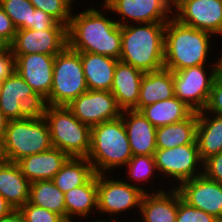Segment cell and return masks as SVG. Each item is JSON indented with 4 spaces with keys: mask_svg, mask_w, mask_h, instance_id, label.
Returning <instances> with one entry per match:
<instances>
[{
    "mask_svg": "<svg viewBox=\"0 0 222 222\" xmlns=\"http://www.w3.org/2000/svg\"><path fill=\"white\" fill-rule=\"evenodd\" d=\"M95 8H87L70 18L68 46L77 52H90L120 59L121 26L115 18Z\"/></svg>",
    "mask_w": 222,
    "mask_h": 222,
    "instance_id": "6da1fadb",
    "label": "cell"
},
{
    "mask_svg": "<svg viewBox=\"0 0 222 222\" xmlns=\"http://www.w3.org/2000/svg\"><path fill=\"white\" fill-rule=\"evenodd\" d=\"M166 22L121 26L120 61L144 73L164 68Z\"/></svg>",
    "mask_w": 222,
    "mask_h": 222,
    "instance_id": "7a4b0ae2",
    "label": "cell"
},
{
    "mask_svg": "<svg viewBox=\"0 0 222 222\" xmlns=\"http://www.w3.org/2000/svg\"><path fill=\"white\" fill-rule=\"evenodd\" d=\"M213 34L179 23L173 17L166 22L164 33V68L174 72L205 65Z\"/></svg>",
    "mask_w": 222,
    "mask_h": 222,
    "instance_id": "3957f363",
    "label": "cell"
},
{
    "mask_svg": "<svg viewBox=\"0 0 222 222\" xmlns=\"http://www.w3.org/2000/svg\"><path fill=\"white\" fill-rule=\"evenodd\" d=\"M132 156L121 116L91 127L87 159L96 174H108L119 166L125 167Z\"/></svg>",
    "mask_w": 222,
    "mask_h": 222,
    "instance_id": "277c9868",
    "label": "cell"
},
{
    "mask_svg": "<svg viewBox=\"0 0 222 222\" xmlns=\"http://www.w3.org/2000/svg\"><path fill=\"white\" fill-rule=\"evenodd\" d=\"M41 114L48 122L53 147L69 157L87 158L91 137L89 125L80 122L67 106L45 105Z\"/></svg>",
    "mask_w": 222,
    "mask_h": 222,
    "instance_id": "5b68a950",
    "label": "cell"
},
{
    "mask_svg": "<svg viewBox=\"0 0 222 222\" xmlns=\"http://www.w3.org/2000/svg\"><path fill=\"white\" fill-rule=\"evenodd\" d=\"M4 143L8 159L14 163L53 147L48 122L41 112L31 113L22 119L9 120Z\"/></svg>",
    "mask_w": 222,
    "mask_h": 222,
    "instance_id": "8992f818",
    "label": "cell"
},
{
    "mask_svg": "<svg viewBox=\"0 0 222 222\" xmlns=\"http://www.w3.org/2000/svg\"><path fill=\"white\" fill-rule=\"evenodd\" d=\"M87 90L80 52L67 45L55 56L52 88L44 104L68 106Z\"/></svg>",
    "mask_w": 222,
    "mask_h": 222,
    "instance_id": "52a82bcc",
    "label": "cell"
},
{
    "mask_svg": "<svg viewBox=\"0 0 222 222\" xmlns=\"http://www.w3.org/2000/svg\"><path fill=\"white\" fill-rule=\"evenodd\" d=\"M214 63L211 64L210 72H206L207 65L187 67L173 72L175 96L194 112L203 111L206 107L218 74L217 61Z\"/></svg>",
    "mask_w": 222,
    "mask_h": 222,
    "instance_id": "ba28073f",
    "label": "cell"
},
{
    "mask_svg": "<svg viewBox=\"0 0 222 222\" xmlns=\"http://www.w3.org/2000/svg\"><path fill=\"white\" fill-rule=\"evenodd\" d=\"M132 183L120 180V178L119 180L109 179L106 173L97 174V210L99 213L115 216L136 207L140 210L142 198L148 189L135 185L136 182Z\"/></svg>",
    "mask_w": 222,
    "mask_h": 222,
    "instance_id": "9c48e42d",
    "label": "cell"
},
{
    "mask_svg": "<svg viewBox=\"0 0 222 222\" xmlns=\"http://www.w3.org/2000/svg\"><path fill=\"white\" fill-rule=\"evenodd\" d=\"M154 158L158 173L166 175L167 178L171 177V180H178L177 183L175 182L178 185H173L175 188L182 182L203 174V161L200 158L196 141L193 144L169 149H157Z\"/></svg>",
    "mask_w": 222,
    "mask_h": 222,
    "instance_id": "30bf717a",
    "label": "cell"
},
{
    "mask_svg": "<svg viewBox=\"0 0 222 222\" xmlns=\"http://www.w3.org/2000/svg\"><path fill=\"white\" fill-rule=\"evenodd\" d=\"M44 106V101L16 71L4 79L0 110L8 120L22 119L31 113L41 112Z\"/></svg>",
    "mask_w": 222,
    "mask_h": 222,
    "instance_id": "8fae6325",
    "label": "cell"
},
{
    "mask_svg": "<svg viewBox=\"0 0 222 222\" xmlns=\"http://www.w3.org/2000/svg\"><path fill=\"white\" fill-rule=\"evenodd\" d=\"M105 11L117 14L120 26L138 23L167 22L173 14V0H104ZM130 21V22H129ZM136 22V23H135ZM126 23V24H125Z\"/></svg>",
    "mask_w": 222,
    "mask_h": 222,
    "instance_id": "7c38bea8",
    "label": "cell"
},
{
    "mask_svg": "<svg viewBox=\"0 0 222 222\" xmlns=\"http://www.w3.org/2000/svg\"><path fill=\"white\" fill-rule=\"evenodd\" d=\"M173 7L172 17L179 23L222 34V0H173Z\"/></svg>",
    "mask_w": 222,
    "mask_h": 222,
    "instance_id": "4fadbf2b",
    "label": "cell"
},
{
    "mask_svg": "<svg viewBox=\"0 0 222 222\" xmlns=\"http://www.w3.org/2000/svg\"><path fill=\"white\" fill-rule=\"evenodd\" d=\"M68 45L67 26L57 22L51 29H17L9 45L14 56L41 53L56 55Z\"/></svg>",
    "mask_w": 222,
    "mask_h": 222,
    "instance_id": "5bb4252c",
    "label": "cell"
},
{
    "mask_svg": "<svg viewBox=\"0 0 222 222\" xmlns=\"http://www.w3.org/2000/svg\"><path fill=\"white\" fill-rule=\"evenodd\" d=\"M67 108L82 123L90 127L121 116L114 95L110 91L87 90L74 99Z\"/></svg>",
    "mask_w": 222,
    "mask_h": 222,
    "instance_id": "9a60e30c",
    "label": "cell"
},
{
    "mask_svg": "<svg viewBox=\"0 0 222 222\" xmlns=\"http://www.w3.org/2000/svg\"><path fill=\"white\" fill-rule=\"evenodd\" d=\"M176 189L190 206L213 215L222 222V184L202 174L182 182Z\"/></svg>",
    "mask_w": 222,
    "mask_h": 222,
    "instance_id": "2e32d148",
    "label": "cell"
},
{
    "mask_svg": "<svg viewBox=\"0 0 222 222\" xmlns=\"http://www.w3.org/2000/svg\"><path fill=\"white\" fill-rule=\"evenodd\" d=\"M55 56L41 53L14 56L15 71L43 101L52 88Z\"/></svg>",
    "mask_w": 222,
    "mask_h": 222,
    "instance_id": "e0dca14e",
    "label": "cell"
},
{
    "mask_svg": "<svg viewBox=\"0 0 222 222\" xmlns=\"http://www.w3.org/2000/svg\"><path fill=\"white\" fill-rule=\"evenodd\" d=\"M133 156L154 155L156 147V127L141 111L124 110L121 113Z\"/></svg>",
    "mask_w": 222,
    "mask_h": 222,
    "instance_id": "ac0fdd59",
    "label": "cell"
},
{
    "mask_svg": "<svg viewBox=\"0 0 222 222\" xmlns=\"http://www.w3.org/2000/svg\"><path fill=\"white\" fill-rule=\"evenodd\" d=\"M144 74L132 65L120 60L117 62L110 92L114 95L122 111L134 110L137 107Z\"/></svg>",
    "mask_w": 222,
    "mask_h": 222,
    "instance_id": "d6986e66",
    "label": "cell"
},
{
    "mask_svg": "<svg viewBox=\"0 0 222 222\" xmlns=\"http://www.w3.org/2000/svg\"><path fill=\"white\" fill-rule=\"evenodd\" d=\"M69 158L62 150L52 147L47 151L26 156L17 164L31 183L38 180H52Z\"/></svg>",
    "mask_w": 222,
    "mask_h": 222,
    "instance_id": "ffe728a7",
    "label": "cell"
},
{
    "mask_svg": "<svg viewBox=\"0 0 222 222\" xmlns=\"http://www.w3.org/2000/svg\"><path fill=\"white\" fill-rule=\"evenodd\" d=\"M139 211L142 222H176L178 213V190L171 188L167 192L160 189L145 193ZM136 222V221H133Z\"/></svg>",
    "mask_w": 222,
    "mask_h": 222,
    "instance_id": "44dd1931",
    "label": "cell"
},
{
    "mask_svg": "<svg viewBox=\"0 0 222 222\" xmlns=\"http://www.w3.org/2000/svg\"><path fill=\"white\" fill-rule=\"evenodd\" d=\"M88 90L110 91L119 60L100 54L80 52Z\"/></svg>",
    "mask_w": 222,
    "mask_h": 222,
    "instance_id": "7402d4cb",
    "label": "cell"
},
{
    "mask_svg": "<svg viewBox=\"0 0 222 222\" xmlns=\"http://www.w3.org/2000/svg\"><path fill=\"white\" fill-rule=\"evenodd\" d=\"M175 96L173 72L162 68L147 72L141 80L138 104L134 110L140 111L143 107Z\"/></svg>",
    "mask_w": 222,
    "mask_h": 222,
    "instance_id": "603a6c76",
    "label": "cell"
},
{
    "mask_svg": "<svg viewBox=\"0 0 222 222\" xmlns=\"http://www.w3.org/2000/svg\"><path fill=\"white\" fill-rule=\"evenodd\" d=\"M196 142L203 162L222 152V116L198 112Z\"/></svg>",
    "mask_w": 222,
    "mask_h": 222,
    "instance_id": "cb8c5ba5",
    "label": "cell"
},
{
    "mask_svg": "<svg viewBox=\"0 0 222 222\" xmlns=\"http://www.w3.org/2000/svg\"><path fill=\"white\" fill-rule=\"evenodd\" d=\"M30 184L17 163L9 162L0 167V195L14 209H19L29 201Z\"/></svg>",
    "mask_w": 222,
    "mask_h": 222,
    "instance_id": "d4e9b609",
    "label": "cell"
},
{
    "mask_svg": "<svg viewBox=\"0 0 222 222\" xmlns=\"http://www.w3.org/2000/svg\"><path fill=\"white\" fill-rule=\"evenodd\" d=\"M64 199L67 222H72L74 216L89 218L87 216L97 209V174L85 184L64 193Z\"/></svg>",
    "mask_w": 222,
    "mask_h": 222,
    "instance_id": "484cf974",
    "label": "cell"
},
{
    "mask_svg": "<svg viewBox=\"0 0 222 222\" xmlns=\"http://www.w3.org/2000/svg\"><path fill=\"white\" fill-rule=\"evenodd\" d=\"M198 112H193L187 119L161 126L156 129L157 149H169L193 144L196 141Z\"/></svg>",
    "mask_w": 222,
    "mask_h": 222,
    "instance_id": "4316f807",
    "label": "cell"
},
{
    "mask_svg": "<svg viewBox=\"0 0 222 222\" xmlns=\"http://www.w3.org/2000/svg\"><path fill=\"white\" fill-rule=\"evenodd\" d=\"M140 111L156 128L183 121L194 112L176 96L147 105Z\"/></svg>",
    "mask_w": 222,
    "mask_h": 222,
    "instance_id": "83f0119b",
    "label": "cell"
},
{
    "mask_svg": "<svg viewBox=\"0 0 222 222\" xmlns=\"http://www.w3.org/2000/svg\"><path fill=\"white\" fill-rule=\"evenodd\" d=\"M94 174L92 164L87 158L70 157L52 181L60 191L66 193L85 184Z\"/></svg>",
    "mask_w": 222,
    "mask_h": 222,
    "instance_id": "f1b7e54d",
    "label": "cell"
},
{
    "mask_svg": "<svg viewBox=\"0 0 222 222\" xmlns=\"http://www.w3.org/2000/svg\"><path fill=\"white\" fill-rule=\"evenodd\" d=\"M29 202L61 215L66 220L64 193L52 180H38L30 184Z\"/></svg>",
    "mask_w": 222,
    "mask_h": 222,
    "instance_id": "f546056e",
    "label": "cell"
},
{
    "mask_svg": "<svg viewBox=\"0 0 222 222\" xmlns=\"http://www.w3.org/2000/svg\"><path fill=\"white\" fill-rule=\"evenodd\" d=\"M0 6L16 29H30L32 13L36 9L30 0H0Z\"/></svg>",
    "mask_w": 222,
    "mask_h": 222,
    "instance_id": "4dcf8cb0",
    "label": "cell"
},
{
    "mask_svg": "<svg viewBox=\"0 0 222 222\" xmlns=\"http://www.w3.org/2000/svg\"><path fill=\"white\" fill-rule=\"evenodd\" d=\"M125 166L129 174L128 180H134L138 184L145 183L150 178L153 179L155 177L153 174L155 175V171H157L154 155L132 156Z\"/></svg>",
    "mask_w": 222,
    "mask_h": 222,
    "instance_id": "1f68e13d",
    "label": "cell"
},
{
    "mask_svg": "<svg viewBox=\"0 0 222 222\" xmlns=\"http://www.w3.org/2000/svg\"><path fill=\"white\" fill-rule=\"evenodd\" d=\"M33 6L49 14L57 22L68 27L74 0H30Z\"/></svg>",
    "mask_w": 222,
    "mask_h": 222,
    "instance_id": "d6a6232c",
    "label": "cell"
},
{
    "mask_svg": "<svg viewBox=\"0 0 222 222\" xmlns=\"http://www.w3.org/2000/svg\"><path fill=\"white\" fill-rule=\"evenodd\" d=\"M176 222H220L216 217L185 202L178 191V213Z\"/></svg>",
    "mask_w": 222,
    "mask_h": 222,
    "instance_id": "836d02e7",
    "label": "cell"
},
{
    "mask_svg": "<svg viewBox=\"0 0 222 222\" xmlns=\"http://www.w3.org/2000/svg\"><path fill=\"white\" fill-rule=\"evenodd\" d=\"M25 222H67L61 215L27 201L19 208Z\"/></svg>",
    "mask_w": 222,
    "mask_h": 222,
    "instance_id": "e575fe53",
    "label": "cell"
},
{
    "mask_svg": "<svg viewBox=\"0 0 222 222\" xmlns=\"http://www.w3.org/2000/svg\"><path fill=\"white\" fill-rule=\"evenodd\" d=\"M204 111L222 116V77L219 74L215 77Z\"/></svg>",
    "mask_w": 222,
    "mask_h": 222,
    "instance_id": "d590c367",
    "label": "cell"
},
{
    "mask_svg": "<svg viewBox=\"0 0 222 222\" xmlns=\"http://www.w3.org/2000/svg\"><path fill=\"white\" fill-rule=\"evenodd\" d=\"M203 174L222 184V152L213 155L203 162Z\"/></svg>",
    "mask_w": 222,
    "mask_h": 222,
    "instance_id": "8d00e7d4",
    "label": "cell"
},
{
    "mask_svg": "<svg viewBox=\"0 0 222 222\" xmlns=\"http://www.w3.org/2000/svg\"><path fill=\"white\" fill-rule=\"evenodd\" d=\"M57 21L52 18L49 14L43 12L42 10L35 9L32 13L30 29L34 30H47L51 29Z\"/></svg>",
    "mask_w": 222,
    "mask_h": 222,
    "instance_id": "74e56055",
    "label": "cell"
},
{
    "mask_svg": "<svg viewBox=\"0 0 222 222\" xmlns=\"http://www.w3.org/2000/svg\"><path fill=\"white\" fill-rule=\"evenodd\" d=\"M16 30L12 20L0 6V38L10 45L14 40Z\"/></svg>",
    "mask_w": 222,
    "mask_h": 222,
    "instance_id": "f35d334b",
    "label": "cell"
},
{
    "mask_svg": "<svg viewBox=\"0 0 222 222\" xmlns=\"http://www.w3.org/2000/svg\"><path fill=\"white\" fill-rule=\"evenodd\" d=\"M15 71V58L10 46L0 52V80L6 79Z\"/></svg>",
    "mask_w": 222,
    "mask_h": 222,
    "instance_id": "ab89813d",
    "label": "cell"
},
{
    "mask_svg": "<svg viewBox=\"0 0 222 222\" xmlns=\"http://www.w3.org/2000/svg\"><path fill=\"white\" fill-rule=\"evenodd\" d=\"M0 222H25L19 209H14L10 214L0 218Z\"/></svg>",
    "mask_w": 222,
    "mask_h": 222,
    "instance_id": "60d3db41",
    "label": "cell"
},
{
    "mask_svg": "<svg viewBox=\"0 0 222 222\" xmlns=\"http://www.w3.org/2000/svg\"><path fill=\"white\" fill-rule=\"evenodd\" d=\"M13 210V206L0 195V218L10 214Z\"/></svg>",
    "mask_w": 222,
    "mask_h": 222,
    "instance_id": "b9f144b4",
    "label": "cell"
},
{
    "mask_svg": "<svg viewBox=\"0 0 222 222\" xmlns=\"http://www.w3.org/2000/svg\"><path fill=\"white\" fill-rule=\"evenodd\" d=\"M9 162L4 139H0V167L8 164Z\"/></svg>",
    "mask_w": 222,
    "mask_h": 222,
    "instance_id": "7bdbcfd3",
    "label": "cell"
},
{
    "mask_svg": "<svg viewBox=\"0 0 222 222\" xmlns=\"http://www.w3.org/2000/svg\"><path fill=\"white\" fill-rule=\"evenodd\" d=\"M8 121L4 113L0 110V139H4Z\"/></svg>",
    "mask_w": 222,
    "mask_h": 222,
    "instance_id": "ee69618b",
    "label": "cell"
},
{
    "mask_svg": "<svg viewBox=\"0 0 222 222\" xmlns=\"http://www.w3.org/2000/svg\"><path fill=\"white\" fill-rule=\"evenodd\" d=\"M219 56L221 57L220 58L218 57V60H217L218 74L222 77V54Z\"/></svg>",
    "mask_w": 222,
    "mask_h": 222,
    "instance_id": "f6af8a7d",
    "label": "cell"
},
{
    "mask_svg": "<svg viewBox=\"0 0 222 222\" xmlns=\"http://www.w3.org/2000/svg\"><path fill=\"white\" fill-rule=\"evenodd\" d=\"M9 45L0 38V52L5 50Z\"/></svg>",
    "mask_w": 222,
    "mask_h": 222,
    "instance_id": "bcb514c9",
    "label": "cell"
},
{
    "mask_svg": "<svg viewBox=\"0 0 222 222\" xmlns=\"http://www.w3.org/2000/svg\"><path fill=\"white\" fill-rule=\"evenodd\" d=\"M73 222V221H72ZM90 222V221H89ZM91 222H111V219H110V221H106V220H101V218H100V220H97V221H91ZM112 222H119V221H115V220H112Z\"/></svg>",
    "mask_w": 222,
    "mask_h": 222,
    "instance_id": "7dc6e473",
    "label": "cell"
},
{
    "mask_svg": "<svg viewBox=\"0 0 222 222\" xmlns=\"http://www.w3.org/2000/svg\"><path fill=\"white\" fill-rule=\"evenodd\" d=\"M3 81L4 80H0V93H1V90H2Z\"/></svg>",
    "mask_w": 222,
    "mask_h": 222,
    "instance_id": "c3c4849f",
    "label": "cell"
}]
</instances>
